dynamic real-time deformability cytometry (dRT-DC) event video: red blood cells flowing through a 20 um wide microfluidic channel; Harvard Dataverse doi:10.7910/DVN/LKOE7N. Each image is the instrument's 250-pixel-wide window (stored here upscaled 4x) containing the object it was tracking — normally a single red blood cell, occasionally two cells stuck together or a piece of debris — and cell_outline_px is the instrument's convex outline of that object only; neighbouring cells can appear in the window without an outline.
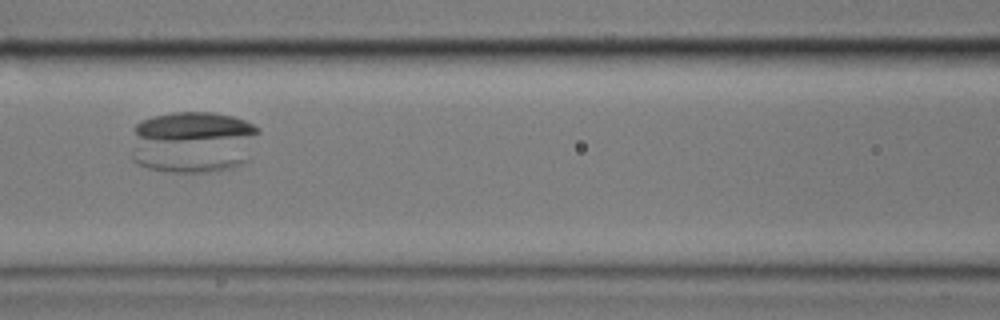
{"species": "common noctule bat (a hibernating species)", "species_latin": "Nyctalus noctula", "temperature_condition": "cold", "stored_images_in_passage": 9, "camera_frame_rate_fps": 3000, "um_per_image_px": 0.085, "animal": {"sex": "male", "body_mass_g": 17.9}, "frame": {"image": 1, "passage_image": 7, "time_ms": 7.0, "image_size_px": [1000, 320], "cell_outline_px": [[248, 160], [232, 168], [208, 172], [168, 172], [148, 168], [136, 164], [132, 160], [132, 152], [136, 148]], "centroid_in_image_um": [15.46, 13.73], "position_along_channel_um": 151.1, "area_um2": 12.83}}